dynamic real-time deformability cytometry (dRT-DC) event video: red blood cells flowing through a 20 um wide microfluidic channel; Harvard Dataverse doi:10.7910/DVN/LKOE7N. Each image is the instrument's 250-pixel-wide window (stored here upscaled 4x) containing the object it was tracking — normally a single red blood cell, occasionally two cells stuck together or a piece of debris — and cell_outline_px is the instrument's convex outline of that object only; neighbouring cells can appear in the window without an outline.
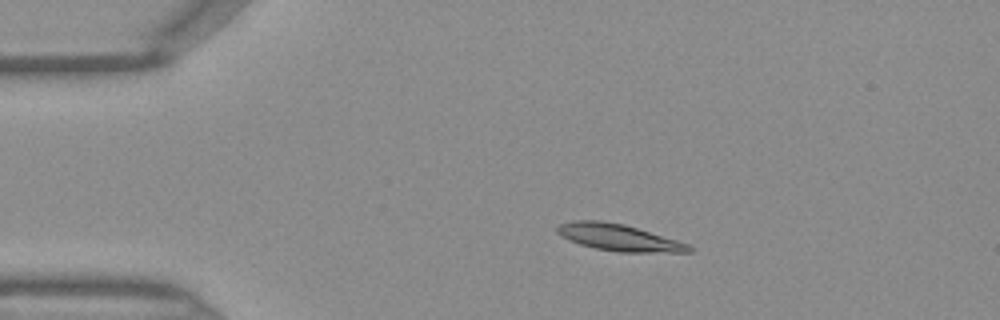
{"species": "Egyptian fruit bat (a non-hibernating species)", "species_latin": "Rousettus aegyptiacus", "temperature_condition": "warm", "stored_images_in_passage": 38, "camera_frame_rate_fps": 3000, "um_per_image_px": 0.085, "frame": {"image": 1, "passage_image": 1, "time_ms": 0.0, "image_size_px": [1000, 320], "cell_outline_px": [[692, 252], [616, 252], [596, 248], [580, 244], [568, 240], [560, 236], [556, 232], [556, 228], [560, 224], [576, 220], [600, 220], [624, 224], [676, 240], [688, 244], [692, 248]], "centroid_in_image_um": [52.55, 20.19], "position_along_channel_um": 32.5, "area_um2": 20.35}}
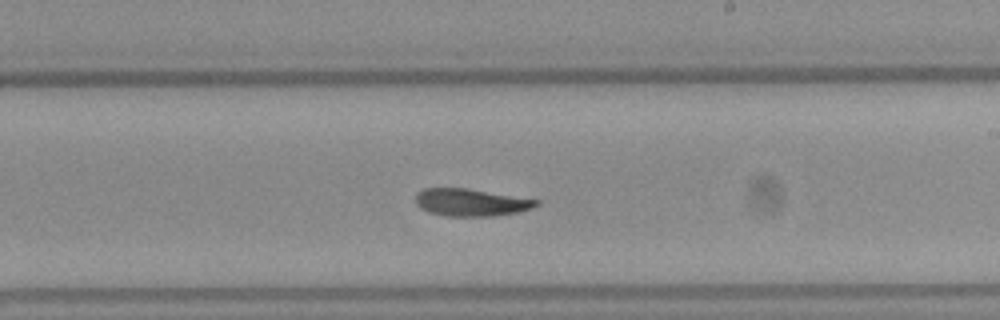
{"frame": {"image": 2, "passage_image": 19, "time_ms": 6.0, "image_size_px": [1000, 320], "cell_outline_px": [[540, 204], [532, 208], [516, 212], [492, 216], [444, 216], [428, 212], [420, 208], [416, 204], [416, 192], [424, 188], [468, 188], [540, 200]], "centroid_in_image_um": [40.01, 17.2], "position_along_channel_um": 249.0, "area_um2": 19.36}}
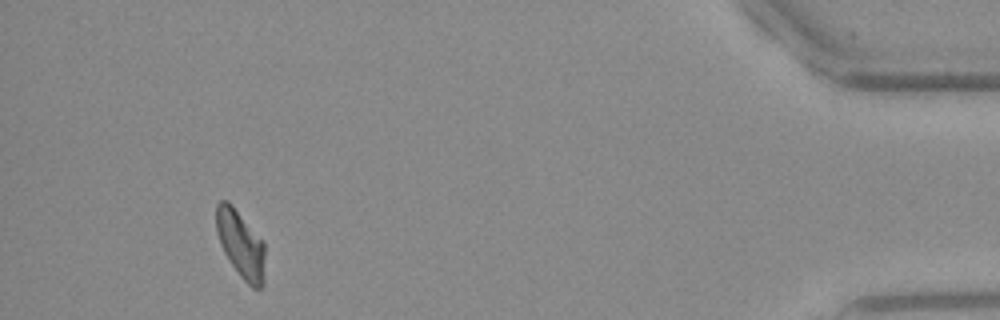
{"frame": {"image": 3, "passage_image": 35, "time_ms": 11.333, "image_size_px": [1000, 320], "cell_outline_px": [[264, 284], [260, 288], [252, 288], [240, 276], [224, 252], [220, 244], [216, 232], [216, 204], [220, 200], [228, 200], [232, 204], [264, 244]], "centroid_in_image_um": [20.44, 20.75], "position_along_channel_um": 414.8, "area_um2": 18.9}}